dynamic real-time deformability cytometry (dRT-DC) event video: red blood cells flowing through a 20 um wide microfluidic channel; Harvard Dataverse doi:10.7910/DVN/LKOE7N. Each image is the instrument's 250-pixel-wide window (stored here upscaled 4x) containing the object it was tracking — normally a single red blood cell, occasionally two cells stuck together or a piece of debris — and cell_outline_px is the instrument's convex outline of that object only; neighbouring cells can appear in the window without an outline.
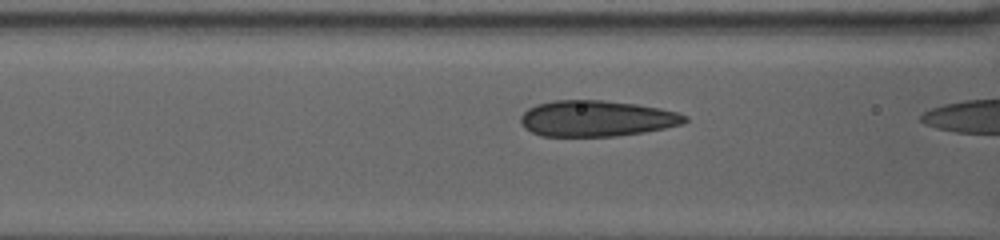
{"species": "human", "species_latin": "Homo sapiens", "temperature_condition": "warm", "stored_images_in_passage": 16, "camera_frame_rate_fps": 3000, "um_per_image_px": 0.085, "donor": {"sex": "female"}, "frame": {"image": 1, "passage_image": 14, "time_ms": 4.333, "image_size_px": [1000, 240], "cell_outline_px": [[688, 120], [680, 124], [664, 128], [644, 132], [616, 136], [540, 136], [524, 128], [520, 120], [520, 116], [528, 108], [536, 104], [552, 100], [604, 100], [636, 104], [660, 108], [676, 112], [688, 116]], "centroid_in_image_um": [50.68, 10.06], "position_along_channel_um": 115.9, "area_um2": 34.51}}